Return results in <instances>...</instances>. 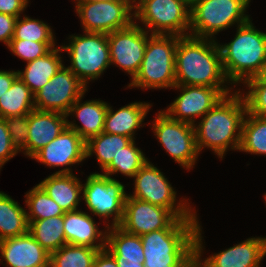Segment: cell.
Here are the masks:
<instances>
[{
    "label": "cell",
    "instance_id": "1",
    "mask_svg": "<svg viewBox=\"0 0 266 267\" xmlns=\"http://www.w3.org/2000/svg\"><path fill=\"white\" fill-rule=\"evenodd\" d=\"M246 112L245 101L238 89L225 95L194 124L199 154L207 148L222 160L227 151L238 152Z\"/></svg>",
    "mask_w": 266,
    "mask_h": 267
},
{
    "label": "cell",
    "instance_id": "2",
    "mask_svg": "<svg viewBox=\"0 0 266 267\" xmlns=\"http://www.w3.org/2000/svg\"><path fill=\"white\" fill-rule=\"evenodd\" d=\"M177 85L230 87L223 66L218 40L181 36L175 51ZM229 83V84H228Z\"/></svg>",
    "mask_w": 266,
    "mask_h": 267
},
{
    "label": "cell",
    "instance_id": "3",
    "mask_svg": "<svg viewBox=\"0 0 266 267\" xmlns=\"http://www.w3.org/2000/svg\"><path fill=\"white\" fill-rule=\"evenodd\" d=\"M198 218H176L167 228L141 237L144 267H195Z\"/></svg>",
    "mask_w": 266,
    "mask_h": 267
},
{
    "label": "cell",
    "instance_id": "4",
    "mask_svg": "<svg viewBox=\"0 0 266 267\" xmlns=\"http://www.w3.org/2000/svg\"><path fill=\"white\" fill-rule=\"evenodd\" d=\"M228 43H218L227 80L235 88L250 78L260 76L266 65V32L258 30L252 20L238 26Z\"/></svg>",
    "mask_w": 266,
    "mask_h": 267
},
{
    "label": "cell",
    "instance_id": "5",
    "mask_svg": "<svg viewBox=\"0 0 266 267\" xmlns=\"http://www.w3.org/2000/svg\"><path fill=\"white\" fill-rule=\"evenodd\" d=\"M180 37L152 34L147 40L139 71L126 88L172 89L176 85L175 51Z\"/></svg>",
    "mask_w": 266,
    "mask_h": 267
},
{
    "label": "cell",
    "instance_id": "6",
    "mask_svg": "<svg viewBox=\"0 0 266 267\" xmlns=\"http://www.w3.org/2000/svg\"><path fill=\"white\" fill-rule=\"evenodd\" d=\"M251 0H197L190 8L189 35L217 40L215 35L241 26L252 17L246 14Z\"/></svg>",
    "mask_w": 266,
    "mask_h": 267
},
{
    "label": "cell",
    "instance_id": "7",
    "mask_svg": "<svg viewBox=\"0 0 266 267\" xmlns=\"http://www.w3.org/2000/svg\"><path fill=\"white\" fill-rule=\"evenodd\" d=\"M71 34L67 44H61L70 58V71L88 88L89 81L98 80L111 66L108 34L83 32Z\"/></svg>",
    "mask_w": 266,
    "mask_h": 267
},
{
    "label": "cell",
    "instance_id": "8",
    "mask_svg": "<svg viewBox=\"0 0 266 267\" xmlns=\"http://www.w3.org/2000/svg\"><path fill=\"white\" fill-rule=\"evenodd\" d=\"M132 178H134V191L132 194H127L129 197L167 208L177 218H199L195 207H191L188 198L183 197L178 202L175 188L163 172L149 160Z\"/></svg>",
    "mask_w": 266,
    "mask_h": 267
},
{
    "label": "cell",
    "instance_id": "9",
    "mask_svg": "<svg viewBox=\"0 0 266 267\" xmlns=\"http://www.w3.org/2000/svg\"><path fill=\"white\" fill-rule=\"evenodd\" d=\"M134 10V22L150 34L189 35L190 7L183 1L136 0Z\"/></svg>",
    "mask_w": 266,
    "mask_h": 267
},
{
    "label": "cell",
    "instance_id": "10",
    "mask_svg": "<svg viewBox=\"0 0 266 267\" xmlns=\"http://www.w3.org/2000/svg\"><path fill=\"white\" fill-rule=\"evenodd\" d=\"M85 180L82 184V199L89 212L103 219L107 227L119 225L124 213L126 186L98 172L90 173Z\"/></svg>",
    "mask_w": 266,
    "mask_h": 267
},
{
    "label": "cell",
    "instance_id": "11",
    "mask_svg": "<svg viewBox=\"0 0 266 267\" xmlns=\"http://www.w3.org/2000/svg\"><path fill=\"white\" fill-rule=\"evenodd\" d=\"M75 4L83 32L109 34L134 22L132 0H78Z\"/></svg>",
    "mask_w": 266,
    "mask_h": 267
},
{
    "label": "cell",
    "instance_id": "12",
    "mask_svg": "<svg viewBox=\"0 0 266 267\" xmlns=\"http://www.w3.org/2000/svg\"><path fill=\"white\" fill-rule=\"evenodd\" d=\"M154 117L150 125L154 137L182 169L192 170L199 157L194 125L174 120L162 110Z\"/></svg>",
    "mask_w": 266,
    "mask_h": 267
},
{
    "label": "cell",
    "instance_id": "13",
    "mask_svg": "<svg viewBox=\"0 0 266 267\" xmlns=\"http://www.w3.org/2000/svg\"><path fill=\"white\" fill-rule=\"evenodd\" d=\"M199 222L195 234V267H261L266 256V238L249 237L223 251L203 258L202 225Z\"/></svg>",
    "mask_w": 266,
    "mask_h": 267
},
{
    "label": "cell",
    "instance_id": "14",
    "mask_svg": "<svg viewBox=\"0 0 266 267\" xmlns=\"http://www.w3.org/2000/svg\"><path fill=\"white\" fill-rule=\"evenodd\" d=\"M173 90L180 94L163 112L174 120L194 125L197 118H202L225 95L234 91V87H204L175 85Z\"/></svg>",
    "mask_w": 266,
    "mask_h": 267
},
{
    "label": "cell",
    "instance_id": "15",
    "mask_svg": "<svg viewBox=\"0 0 266 267\" xmlns=\"http://www.w3.org/2000/svg\"><path fill=\"white\" fill-rule=\"evenodd\" d=\"M88 89L68 67L63 65L34 95L36 110L67 114Z\"/></svg>",
    "mask_w": 266,
    "mask_h": 267
},
{
    "label": "cell",
    "instance_id": "16",
    "mask_svg": "<svg viewBox=\"0 0 266 267\" xmlns=\"http://www.w3.org/2000/svg\"><path fill=\"white\" fill-rule=\"evenodd\" d=\"M151 35L135 22L129 27L109 33L111 65L119 67L132 80L139 71L147 40Z\"/></svg>",
    "mask_w": 266,
    "mask_h": 267
},
{
    "label": "cell",
    "instance_id": "17",
    "mask_svg": "<svg viewBox=\"0 0 266 267\" xmlns=\"http://www.w3.org/2000/svg\"><path fill=\"white\" fill-rule=\"evenodd\" d=\"M86 142L72 129L66 127L63 132L31 159L49 168L62 167L54 174L73 173L71 166L86 160Z\"/></svg>",
    "mask_w": 266,
    "mask_h": 267
},
{
    "label": "cell",
    "instance_id": "18",
    "mask_svg": "<svg viewBox=\"0 0 266 267\" xmlns=\"http://www.w3.org/2000/svg\"><path fill=\"white\" fill-rule=\"evenodd\" d=\"M177 217L167 208L126 196L120 228L130 234L142 236L167 228Z\"/></svg>",
    "mask_w": 266,
    "mask_h": 267
},
{
    "label": "cell",
    "instance_id": "19",
    "mask_svg": "<svg viewBox=\"0 0 266 267\" xmlns=\"http://www.w3.org/2000/svg\"><path fill=\"white\" fill-rule=\"evenodd\" d=\"M0 257V263L8 267H49L50 262V253L29 232L1 240Z\"/></svg>",
    "mask_w": 266,
    "mask_h": 267
},
{
    "label": "cell",
    "instance_id": "20",
    "mask_svg": "<svg viewBox=\"0 0 266 267\" xmlns=\"http://www.w3.org/2000/svg\"><path fill=\"white\" fill-rule=\"evenodd\" d=\"M95 219L82 209L65 212L64 233L67 244L96 248H106L107 226L101 230Z\"/></svg>",
    "mask_w": 266,
    "mask_h": 267
},
{
    "label": "cell",
    "instance_id": "21",
    "mask_svg": "<svg viewBox=\"0 0 266 267\" xmlns=\"http://www.w3.org/2000/svg\"><path fill=\"white\" fill-rule=\"evenodd\" d=\"M27 157L30 159L67 127V116L58 112L32 110L28 114Z\"/></svg>",
    "mask_w": 266,
    "mask_h": 267
},
{
    "label": "cell",
    "instance_id": "22",
    "mask_svg": "<svg viewBox=\"0 0 266 267\" xmlns=\"http://www.w3.org/2000/svg\"><path fill=\"white\" fill-rule=\"evenodd\" d=\"M85 93L81 95L67 112V127L74 130L85 142L103 132L105 116L109 104L100 99L82 101ZM83 102V103H82ZM70 117H76L81 123L76 124V120H68Z\"/></svg>",
    "mask_w": 266,
    "mask_h": 267
},
{
    "label": "cell",
    "instance_id": "23",
    "mask_svg": "<svg viewBox=\"0 0 266 267\" xmlns=\"http://www.w3.org/2000/svg\"><path fill=\"white\" fill-rule=\"evenodd\" d=\"M151 107L152 103L135 101L114 111L109 103L103 132L123 135L135 140L137 135L135 133L139 128L144 127V119Z\"/></svg>",
    "mask_w": 266,
    "mask_h": 267
},
{
    "label": "cell",
    "instance_id": "24",
    "mask_svg": "<svg viewBox=\"0 0 266 267\" xmlns=\"http://www.w3.org/2000/svg\"><path fill=\"white\" fill-rule=\"evenodd\" d=\"M82 181L75 173L51 174L38 185L52 198L64 212L79 209L82 200Z\"/></svg>",
    "mask_w": 266,
    "mask_h": 267
},
{
    "label": "cell",
    "instance_id": "25",
    "mask_svg": "<svg viewBox=\"0 0 266 267\" xmlns=\"http://www.w3.org/2000/svg\"><path fill=\"white\" fill-rule=\"evenodd\" d=\"M62 52L61 46H56L43 57L26 63L24 70H17L19 78L34 94L64 65Z\"/></svg>",
    "mask_w": 266,
    "mask_h": 267
},
{
    "label": "cell",
    "instance_id": "26",
    "mask_svg": "<svg viewBox=\"0 0 266 267\" xmlns=\"http://www.w3.org/2000/svg\"><path fill=\"white\" fill-rule=\"evenodd\" d=\"M106 249L120 259L132 263H144L141 237L130 234L117 226H110L106 232Z\"/></svg>",
    "mask_w": 266,
    "mask_h": 267
},
{
    "label": "cell",
    "instance_id": "27",
    "mask_svg": "<svg viewBox=\"0 0 266 267\" xmlns=\"http://www.w3.org/2000/svg\"><path fill=\"white\" fill-rule=\"evenodd\" d=\"M26 211L10 195L0 191V241L28 233Z\"/></svg>",
    "mask_w": 266,
    "mask_h": 267
},
{
    "label": "cell",
    "instance_id": "28",
    "mask_svg": "<svg viewBox=\"0 0 266 267\" xmlns=\"http://www.w3.org/2000/svg\"><path fill=\"white\" fill-rule=\"evenodd\" d=\"M132 141L130 137L102 132L86 141V159L96 156L100 169L103 171L111 163L113 157H116L122 148Z\"/></svg>",
    "mask_w": 266,
    "mask_h": 267
},
{
    "label": "cell",
    "instance_id": "29",
    "mask_svg": "<svg viewBox=\"0 0 266 267\" xmlns=\"http://www.w3.org/2000/svg\"><path fill=\"white\" fill-rule=\"evenodd\" d=\"M28 223L30 235L50 254L67 244L64 233V215L28 221Z\"/></svg>",
    "mask_w": 266,
    "mask_h": 267
},
{
    "label": "cell",
    "instance_id": "30",
    "mask_svg": "<svg viewBox=\"0 0 266 267\" xmlns=\"http://www.w3.org/2000/svg\"><path fill=\"white\" fill-rule=\"evenodd\" d=\"M34 95L18 76L10 89L0 97V118L28 115L35 109Z\"/></svg>",
    "mask_w": 266,
    "mask_h": 267
},
{
    "label": "cell",
    "instance_id": "31",
    "mask_svg": "<svg viewBox=\"0 0 266 267\" xmlns=\"http://www.w3.org/2000/svg\"><path fill=\"white\" fill-rule=\"evenodd\" d=\"M238 151L266 156V118L253 116L246 112Z\"/></svg>",
    "mask_w": 266,
    "mask_h": 267
},
{
    "label": "cell",
    "instance_id": "32",
    "mask_svg": "<svg viewBox=\"0 0 266 267\" xmlns=\"http://www.w3.org/2000/svg\"><path fill=\"white\" fill-rule=\"evenodd\" d=\"M141 148L136 146L133 140L128 146L122 148L116 157H113L111 163L102 171L101 174L109 176L111 179L114 174L132 178L148 161Z\"/></svg>",
    "mask_w": 266,
    "mask_h": 267
},
{
    "label": "cell",
    "instance_id": "33",
    "mask_svg": "<svg viewBox=\"0 0 266 267\" xmlns=\"http://www.w3.org/2000/svg\"><path fill=\"white\" fill-rule=\"evenodd\" d=\"M99 249L65 244L50 254L49 267H93Z\"/></svg>",
    "mask_w": 266,
    "mask_h": 267
},
{
    "label": "cell",
    "instance_id": "34",
    "mask_svg": "<svg viewBox=\"0 0 266 267\" xmlns=\"http://www.w3.org/2000/svg\"><path fill=\"white\" fill-rule=\"evenodd\" d=\"M28 221L43 220L64 215L63 209L37 184L25 193Z\"/></svg>",
    "mask_w": 266,
    "mask_h": 267
},
{
    "label": "cell",
    "instance_id": "35",
    "mask_svg": "<svg viewBox=\"0 0 266 267\" xmlns=\"http://www.w3.org/2000/svg\"><path fill=\"white\" fill-rule=\"evenodd\" d=\"M12 39L56 42L54 30H52L47 22L31 18L27 15L18 17Z\"/></svg>",
    "mask_w": 266,
    "mask_h": 267
},
{
    "label": "cell",
    "instance_id": "36",
    "mask_svg": "<svg viewBox=\"0 0 266 267\" xmlns=\"http://www.w3.org/2000/svg\"><path fill=\"white\" fill-rule=\"evenodd\" d=\"M243 86L247 91L238 90L245 101L247 113L266 118V79L256 76L245 81Z\"/></svg>",
    "mask_w": 266,
    "mask_h": 267
},
{
    "label": "cell",
    "instance_id": "37",
    "mask_svg": "<svg viewBox=\"0 0 266 267\" xmlns=\"http://www.w3.org/2000/svg\"><path fill=\"white\" fill-rule=\"evenodd\" d=\"M55 47L56 42H36L11 39L7 49H9L14 56H17L28 63L37 58L43 57Z\"/></svg>",
    "mask_w": 266,
    "mask_h": 267
},
{
    "label": "cell",
    "instance_id": "38",
    "mask_svg": "<svg viewBox=\"0 0 266 267\" xmlns=\"http://www.w3.org/2000/svg\"><path fill=\"white\" fill-rule=\"evenodd\" d=\"M5 122L13 147L27 157L28 115L9 116Z\"/></svg>",
    "mask_w": 266,
    "mask_h": 267
},
{
    "label": "cell",
    "instance_id": "39",
    "mask_svg": "<svg viewBox=\"0 0 266 267\" xmlns=\"http://www.w3.org/2000/svg\"><path fill=\"white\" fill-rule=\"evenodd\" d=\"M17 154V150L12 145L5 119L0 118V170Z\"/></svg>",
    "mask_w": 266,
    "mask_h": 267
},
{
    "label": "cell",
    "instance_id": "40",
    "mask_svg": "<svg viewBox=\"0 0 266 267\" xmlns=\"http://www.w3.org/2000/svg\"><path fill=\"white\" fill-rule=\"evenodd\" d=\"M17 19L18 17L0 13V42H3L6 47L13 38Z\"/></svg>",
    "mask_w": 266,
    "mask_h": 267
},
{
    "label": "cell",
    "instance_id": "41",
    "mask_svg": "<svg viewBox=\"0 0 266 267\" xmlns=\"http://www.w3.org/2000/svg\"><path fill=\"white\" fill-rule=\"evenodd\" d=\"M30 0H0V13L20 17L29 5Z\"/></svg>",
    "mask_w": 266,
    "mask_h": 267
},
{
    "label": "cell",
    "instance_id": "42",
    "mask_svg": "<svg viewBox=\"0 0 266 267\" xmlns=\"http://www.w3.org/2000/svg\"><path fill=\"white\" fill-rule=\"evenodd\" d=\"M93 267H118V265L115 257L105 248L98 251Z\"/></svg>",
    "mask_w": 266,
    "mask_h": 267
},
{
    "label": "cell",
    "instance_id": "43",
    "mask_svg": "<svg viewBox=\"0 0 266 267\" xmlns=\"http://www.w3.org/2000/svg\"><path fill=\"white\" fill-rule=\"evenodd\" d=\"M18 77V72L15 70H1L0 69V97L10 89L14 80Z\"/></svg>",
    "mask_w": 266,
    "mask_h": 267
},
{
    "label": "cell",
    "instance_id": "44",
    "mask_svg": "<svg viewBox=\"0 0 266 267\" xmlns=\"http://www.w3.org/2000/svg\"><path fill=\"white\" fill-rule=\"evenodd\" d=\"M118 267H144L143 263H132L127 260L120 259L118 256H114Z\"/></svg>",
    "mask_w": 266,
    "mask_h": 267
},
{
    "label": "cell",
    "instance_id": "45",
    "mask_svg": "<svg viewBox=\"0 0 266 267\" xmlns=\"http://www.w3.org/2000/svg\"><path fill=\"white\" fill-rule=\"evenodd\" d=\"M180 1H183L187 6L191 8L197 0H180Z\"/></svg>",
    "mask_w": 266,
    "mask_h": 267
},
{
    "label": "cell",
    "instance_id": "46",
    "mask_svg": "<svg viewBox=\"0 0 266 267\" xmlns=\"http://www.w3.org/2000/svg\"><path fill=\"white\" fill-rule=\"evenodd\" d=\"M261 76L266 79V65L264 66L263 72L261 73Z\"/></svg>",
    "mask_w": 266,
    "mask_h": 267
},
{
    "label": "cell",
    "instance_id": "47",
    "mask_svg": "<svg viewBox=\"0 0 266 267\" xmlns=\"http://www.w3.org/2000/svg\"><path fill=\"white\" fill-rule=\"evenodd\" d=\"M264 201H265V204H266V193L264 194ZM265 238H266V236H265Z\"/></svg>",
    "mask_w": 266,
    "mask_h": 267
}]
</instances>
